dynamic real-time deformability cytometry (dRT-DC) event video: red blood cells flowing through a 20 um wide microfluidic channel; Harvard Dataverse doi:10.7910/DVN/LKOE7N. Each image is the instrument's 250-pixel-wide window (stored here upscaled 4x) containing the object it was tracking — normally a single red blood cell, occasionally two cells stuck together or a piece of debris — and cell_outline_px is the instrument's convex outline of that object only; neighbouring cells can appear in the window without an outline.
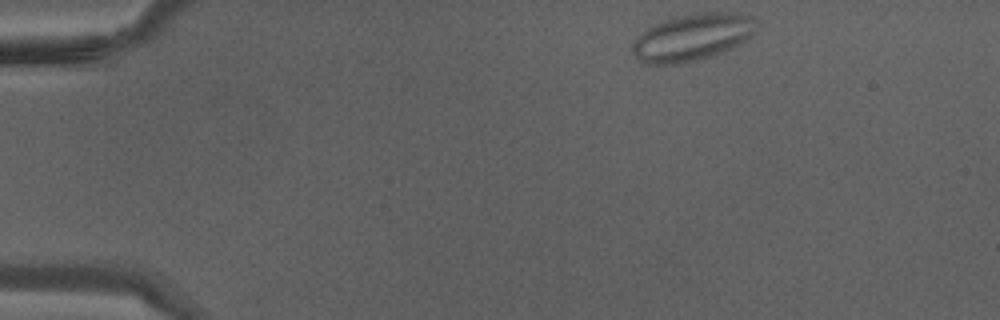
{"species": "Egyptian fruit bat (a non-hibernating species)", "species_latin": "Rousettus aegyptiacus", "temperature_condition": "warm", "stored_images_in_passage": 7, "camera_frame_rate_fps": 3000, "um_per_image_px": 0.085, "animal": {"sex": "male"}, "frame": {"image": 1, "passage_image": 1, "time_ms": 0.0, "image_size_px": [1000, 320], "cell_outline_px": [[756, 20], [752, 32], [748, 40], [740, 44], [720, 52], [696, 60], [680, 64], [644, 64], [632, 52], [632, 44], [648, 28], [672, 16], [692, 12], [736, 12], [752, 16]], "centroid_in_image_um": [58.85, 3.14], "position_along_channel_um": 26.1, "area_um2": 33.76}}